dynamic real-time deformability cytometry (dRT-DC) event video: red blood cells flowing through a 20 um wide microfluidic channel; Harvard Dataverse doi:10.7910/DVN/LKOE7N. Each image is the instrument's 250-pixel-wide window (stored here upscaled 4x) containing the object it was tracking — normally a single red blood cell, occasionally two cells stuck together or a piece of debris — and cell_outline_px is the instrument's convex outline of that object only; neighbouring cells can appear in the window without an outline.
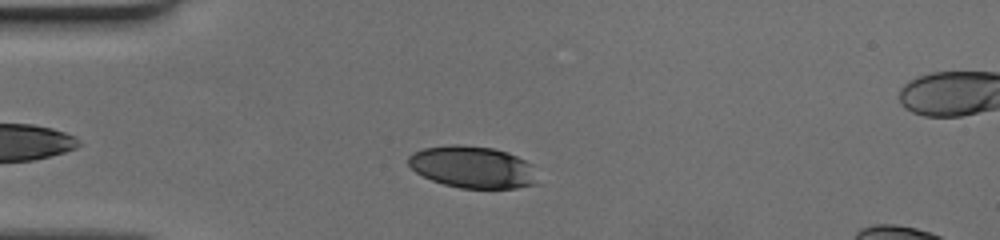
{"species": "human", "species_latin": "Homo sapiens", "temperature_condition": "cold", "stored_images_in_passage": 35, "camera_frame_rate_fps": 3000, "um_per_image_px": 0.085, "donor": {"sex": "female"}, "frame": {"image": 1, "passage_image": 6, "time_ms": 1.667, "image_size_px": [1000, 240], "cell_outline_px": [[536, 184], [516, 188], [460, 188], [444, 184], [432, 180], [416, 172], [408, 164], [408, 156], [412, 152], [424, 148], [452, 144], [460, 144], [492, 148], [508, 152], [532, 164]], "centroid_in_image_um": [40.14, 14.19], "position_along_channel_um": 44.9, "area_um2": 31.44}}
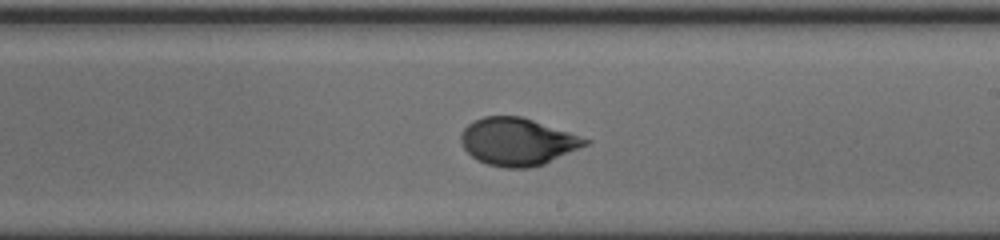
{"frame": {"image": 2, "passage_image": 23, "time_ms": 7.333, "image_size_px": [1000, 240], "cell_outline_px": [[592, 140], [588, 144], [544, 164], [528, 168], [504, 168], [488, 164], [476, 160], [464, 148], [460, 140], [460, 136], [464, 128], [468, 124], [484, 116], [520, 116]], "centroid_in_image_um": [43.96, 12.05], "position_along_channel_um": 245.0, "area_um2": 34.04}}
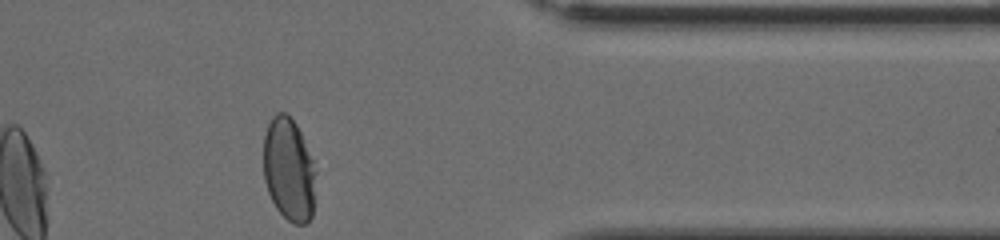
{"frame": {"image": 3, "passage_image": 35, "time_ms": 11.333, "image_size_px": [1000, 240], "cell_outline_px": [[316, 172], [312, 216], [304, 224], [292, 224], [276, 208], [268, 192], [264, 180], [264, 136], [268, 124], [272, 116], [276, 112], [288, 112], [296, 124], [300, 132], [312, 160]], "centroid_in_image_um": [24.54, 14.4], "position_along_channel_um": 386.9, "area_um2": 31.44}}